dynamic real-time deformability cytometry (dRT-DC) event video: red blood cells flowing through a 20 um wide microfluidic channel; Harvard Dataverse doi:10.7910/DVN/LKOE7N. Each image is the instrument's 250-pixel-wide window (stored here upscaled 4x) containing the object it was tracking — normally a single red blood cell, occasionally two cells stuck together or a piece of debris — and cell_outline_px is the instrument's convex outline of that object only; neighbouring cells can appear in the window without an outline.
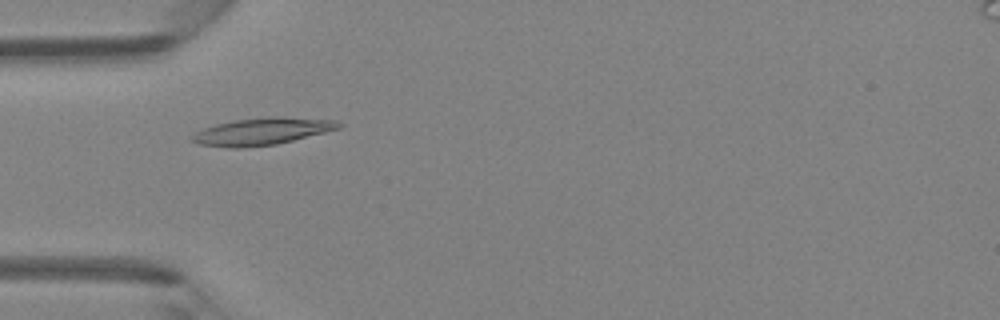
{"species": "Egyptian fruit bat (a non-hibernating species)", "species_latin": "Rousettus aegyptiacus", "temperature_condition": "room temperature", "stored_images_in_passage": 47, "camera_frame_rate_fps": 3000, "um_per_image_px": 0.085, "animal": {"sex": "female"}, "frame": {"image": 1, "passage_image": 15, "time_ms": 4.667, "image_size_px": [1000, 320], "cell_outline_px": [[344, 124], [340, 128], [276, 144], [240, 148], [228, 148], [200, 144], [188, 140], [188, 136], [204, 128], [216, 124], [236, 120], [268, 116], [284, 116], [336, 120]], "centroid_in_image_um": [22.24, 11.16], "position_along_channel_um": 62.8, "area_um2": 23.29}}
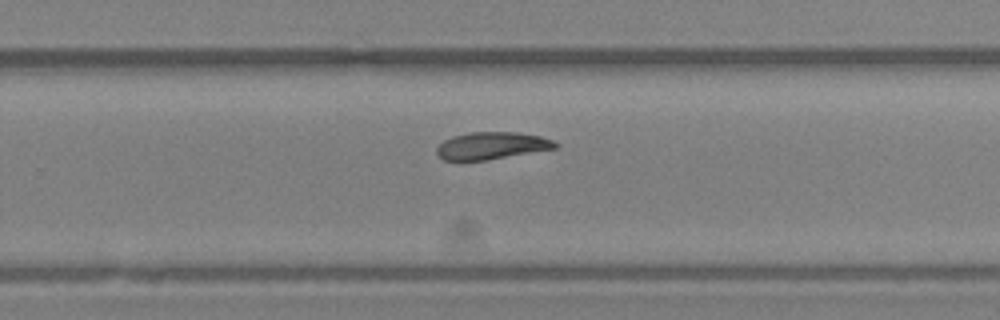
{"frame": {"image": 2, "passage_image": 31, "time_ms": 10.0, "image_size_px": [1000, 320], "cell_outline_px": [[560, 144], [556, 148], [488, 160], [444, 160], [436, 152], [436, 148], [444, 140], [452, 136], [468, 132], [516, 132], [540, 136], [552, 140]], "centroid_in_image_um": [41.8, 12.38], "position_along_channel_um": 288.0, "area_um2": 18.79}}
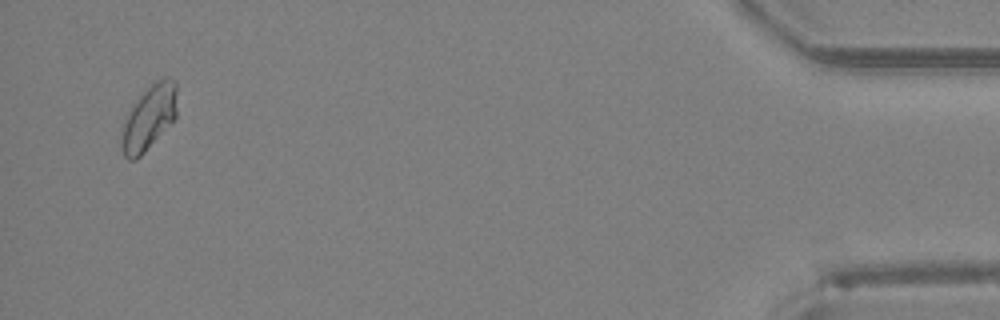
{"frame": {"image": 3, "passage_image": 46, "time_ms": 15.0, "image_size_px": [1000, 320], "cell_outline_px": [[176, 120], [136, 160], [128, 160], [124, 156], [120, 148], [120, 140], [124, 116], [140, 96], [156, 80], [164, 76], [172, 76], [176, 80]], "centroid_in_image_um": [12.66, 10.01], "position_along_channel_um": 422.5, "area_um2": 21.39}}